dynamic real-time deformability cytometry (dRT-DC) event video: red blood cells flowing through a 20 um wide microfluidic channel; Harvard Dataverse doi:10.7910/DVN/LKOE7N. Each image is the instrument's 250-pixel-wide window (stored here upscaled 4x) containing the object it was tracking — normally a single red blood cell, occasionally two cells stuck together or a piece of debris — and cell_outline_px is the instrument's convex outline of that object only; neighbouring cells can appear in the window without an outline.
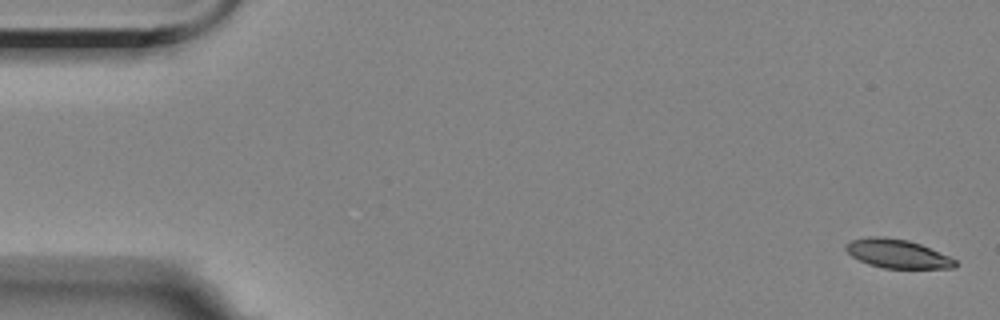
{"species": "Egyptian fruit bat (a non-hibernating species)", "species_latin": "Rousettus aegyptiacus", "temperature_condition": "room temperature", "stored_images_in_passage": 7, "camera_frame_rate_fps": 3000, "um_per_image_px": 0.085, "animal": {"sex": "female"}, "frame": {"image": 1, "passage_image": 1, "time_ms": 0.0, "image_size_px": [1000, 320], "cell_outline_px": [[956, 268], [884, 268], [868, 264], [852, 256], [844, 248], [844, 244], [852, 240], [868, 236], [884, 236], [908, 240], [920, 244], [948, 256], [956, 260]], "centroid_in_image_um": [76.24, 21.55], "position_along_channel_um": 8.8, "area_um2": 18.26}}
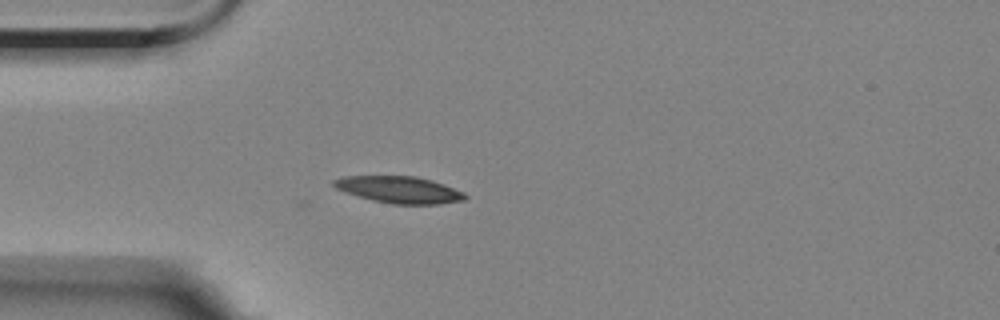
{"frame": {"image": 2, "passage_image": 5, "time_ms": 4.667, "image_size_px": [1000, 320], "cell_outline_px": [[468, 196], [464, 200], [440, 204], [392, 204], [372, 200], [356, 196], [344, 192], [336, 188], [332, 184], [332, 180], [344, 176], [416, 176], [432, 180], [444, 184], [464, 192]], "centroid_in_image_um": [33.93, 16.12], "position_along_channel_um": 51.1, "area_um2": 20.63}}
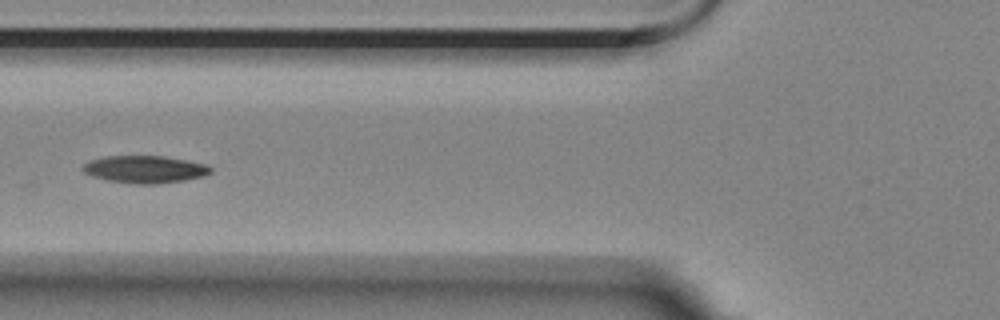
{"frame": {"image": 3, "passage_image": 7, "time_ms": 6.667, "image_size_px": [1000, 320], "cell_outline_px": [[212, 172], [204, 176], [184, 180], [156, 184], [136, 184], [108, 180], [92, 176], [84, 172], [80, 168], [88, 160], [104, 156], [164, 156], [208, 164], [212, 168]], "centroid_in_image_um": [12.31, 14.38], "position_along_channel_um": 113.5, "area_um2": 20.52}}